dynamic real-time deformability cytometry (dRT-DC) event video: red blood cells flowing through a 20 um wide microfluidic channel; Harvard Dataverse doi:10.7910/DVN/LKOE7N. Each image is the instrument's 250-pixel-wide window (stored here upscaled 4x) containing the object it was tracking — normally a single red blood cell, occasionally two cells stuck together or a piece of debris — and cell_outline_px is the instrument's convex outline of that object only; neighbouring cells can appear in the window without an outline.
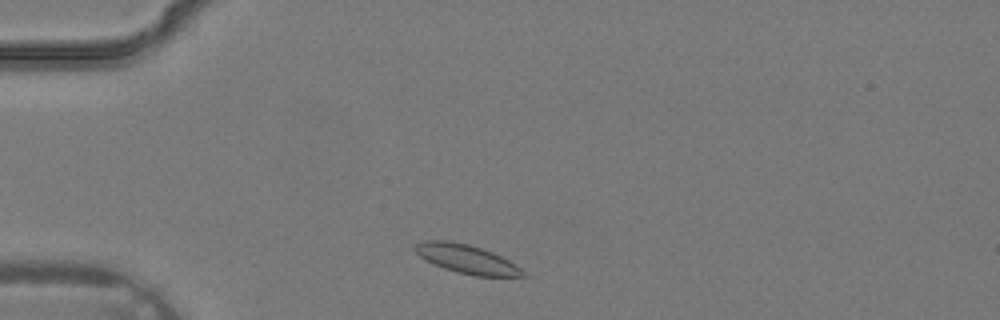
{"species": "common noctule bat (a hibernating species)", "species_latin": "Nyctalus noctula", "temperature_condition": "warm", "stored_images_in_passage": 2, "camera_frame_rate_fps": 3000, "um_per_image_px": 0.085, "animal": {"sex": "male", "body_mass_g": 19.2, "forearm_length_mm": 51.8}, "frame": {"image": 1, "passage_image": 2, "time_ms": 0.333, "image_size_px": [1000, 320], "cell_outline_px": [[528, 276], [476, 276], [456, 272], [444, 268], [420, 256], [412, 248], [416, 244], [424, 240], [448, 240], [468, 244], [492, 252], [508, 260], [520, 268]], "centroid_in_image_um": [39.65, 22.01], "position_along_channel_um": 45.4, "area_um2": 17.8}}